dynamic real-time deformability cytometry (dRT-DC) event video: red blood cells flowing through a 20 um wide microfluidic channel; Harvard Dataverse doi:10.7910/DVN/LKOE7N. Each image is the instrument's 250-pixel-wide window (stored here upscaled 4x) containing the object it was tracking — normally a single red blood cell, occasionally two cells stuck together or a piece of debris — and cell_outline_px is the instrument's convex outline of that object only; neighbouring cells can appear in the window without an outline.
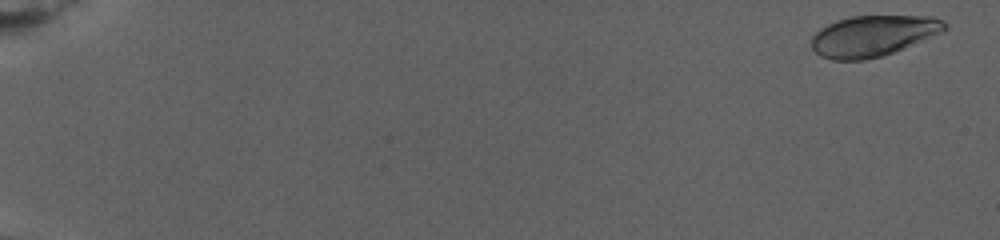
{"species": "human", "species_latin": "Homo sapiens", "temperature_condition": "warm", "stored_images_in_passage": 81, "camera_frame_rate_fps": 3000, "um_per_image_px": 0.085, "donor": {"sex": "female"}, "frame": {"image": 1, "passage_image": 1, "time_ms": 0.0, "image_size_px": [1000, 240], "cell_outline_px": [[948, 28], [944, 32], [892, 52], [880, 56], [864, 60], [832, 60], [820, 56], [812, 48], [812, 36], [820, 28], [828, 24], [852, 16], [932, 16], [948, 24]], "centroid_in_image_um": [74.22, 3.04], "position_along_channel_um": 10.8, "area_um2": 31.56}}
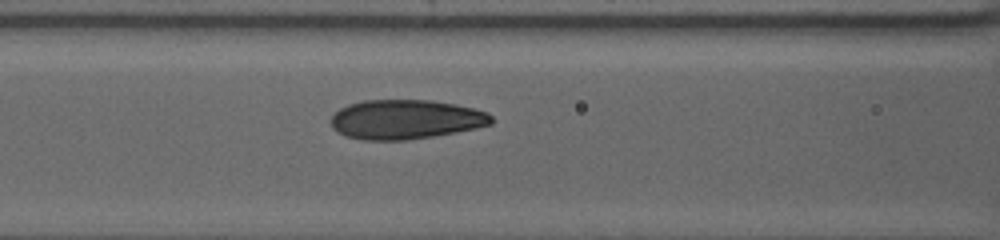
{"frame": {"image": 2, "passage_image": 52, "time_ms": 12.0, "image_size_px": [1000, 240], "cell_outline_px": [[492, 124], [476, 128], [432, 136], [404, 140], [360, 140], [344, 136], [336, 132], [332, 128], [332, 116], [340, 108], [348, 104], [364, 100], [432, 100], [456, 104], [488, 112], [492, 116]], "centroid_in_image_um": [34.46, 10.15], "position_along_channel_um": 132.1, "area_um2": 36.93}}
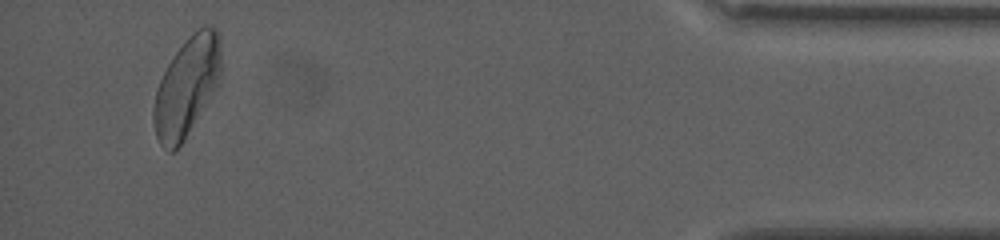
{"frame": {"image": 3, "passage_image": 78, "time_ms": 25.0, "image_size_px": [1000, 240], "cell_outline_px": [[220, 80], [180, 144], [172, 152], [168, 152], [160, 144], [156, 136], [152, 120], [152, 108], [156, 88], [168, 64], [176, 52], [192, 32], [204, 24], [212, 24], [216, 28], [220, 40]], "centroid_in_image_um": [15.84, 7.32], "position_along_channel_um": 419.4, "area_um2": 38.44}, "authors_computed_cell_mechanics": {"area_um2": 35.6626, "velocity_mm_per_s": 2.6581, "shape_relaxation_time_tau1_ms": 8.112, "shape_relaxation_time_tau2_ms": 1.1578, "deformation_change_tau1": 0.1865, "deformation_change_tau2": 0.0708}}